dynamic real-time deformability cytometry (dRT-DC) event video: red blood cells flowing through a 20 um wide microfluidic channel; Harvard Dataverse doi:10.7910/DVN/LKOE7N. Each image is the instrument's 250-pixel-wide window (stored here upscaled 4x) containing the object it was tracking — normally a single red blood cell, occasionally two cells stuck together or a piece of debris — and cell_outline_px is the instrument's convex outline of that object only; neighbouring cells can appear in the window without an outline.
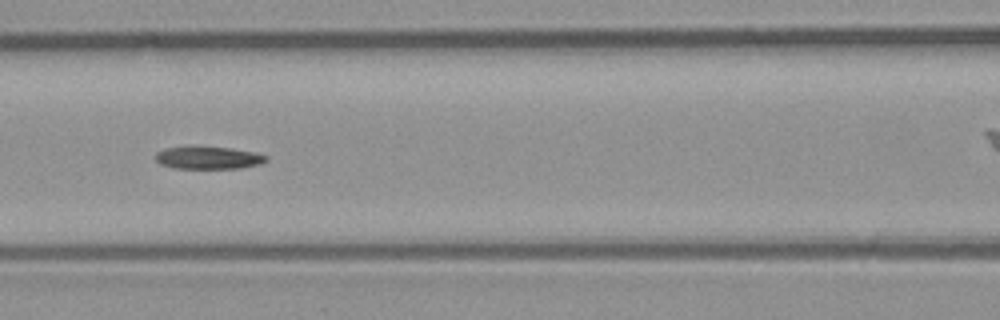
{"species": "common noctule bat (a hibernating species)", "species_latin": "Nyctalus noctula", "temperature_condition": "room temperature", "stored_images_in_passage": 16, "camera_frame_rate_fps": 3000, "um_per_image_px": 0.085, "animal": {"sex": "male", "body_mass_g": 23.1, "forearm_length_mm": 52.7}, "frame": {"image": 1, "passage_image": 10, "time_ms": 3.0, "image_size_px": [1000, 320], "cell_outline_px": [[268, 160], [260, 164], [240, 168], [176, 168], [160, 164], [156, 160], [156, 152], [168, 148], [232, 148], [256, 152], [268, 156]], "centroid_in_image_um": [17.78, 13.43], "position_along_channel_um": 148.8, "area_um2": 14.1}}